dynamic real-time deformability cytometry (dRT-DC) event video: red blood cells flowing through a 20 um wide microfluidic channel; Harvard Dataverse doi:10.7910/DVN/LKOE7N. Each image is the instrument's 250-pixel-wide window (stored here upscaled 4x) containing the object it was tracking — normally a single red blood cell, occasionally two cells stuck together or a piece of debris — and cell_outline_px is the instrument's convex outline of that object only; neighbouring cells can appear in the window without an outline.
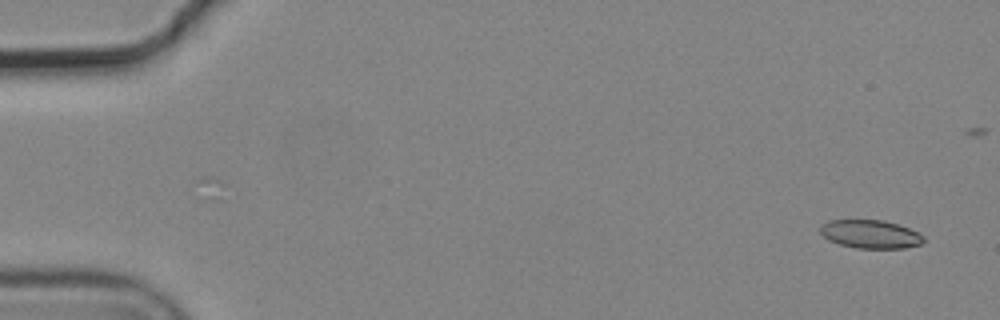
{"species": "common noctule bat (a hibernating species)", "species_latin": "Nyctalus noctula", "temperature_condition": "cold", "stored_images_in_passage": 6, "camera_frame_rate_fps": 3000, "um_per_image_px": 0.085, "animal": {"sex": "male", "body_mass_g": 19.2, "forearm_length_mm": 51.8}, "frame": {"image": 1, "passage_image": 1, "time_ms": 0.0, "image_size_px": [1000, 320], "cell_outline_px": [[924, 240], [920, 244], [904, 248], [856, 248], [840, 244], [828, 240], [820, 232], [820, 224], [828, 220], [884, 220], [908, 228], [924, 236]], "centroid_in_image_um": [73.95, 19.9], "position_along_channel_um": 11.1, "area_um2": 16.99}}
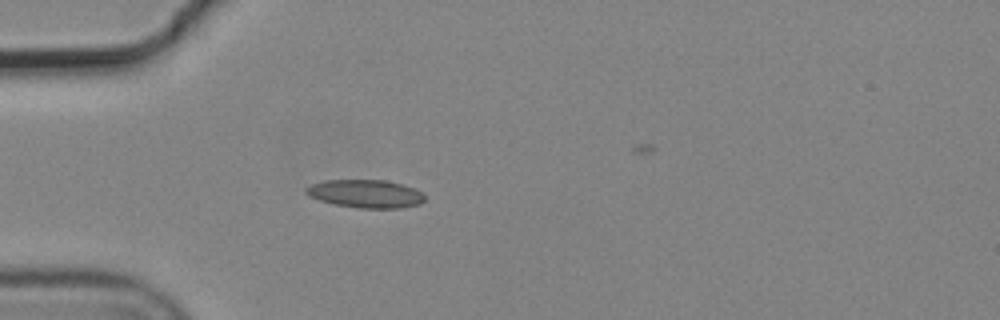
{"frame": {"image": 2, "passage_image": 5, "time_ms": 1.333, "image_size_px": [1000, 320], "cell_outline_px": [[424, 200], [420, 204], [400, 208], [360, 208], [336, 204], [320, 200], [308, 196], [304, 192], [304, 188], [312, 184], [324, 180], [384, 180], [400, 184], [412, 188], [420, 192], [424, 196]], "centroid_in_image_um": [31.03, 16.47], "position_along_channel_um": 54.0, "area_um2": 19.25}}